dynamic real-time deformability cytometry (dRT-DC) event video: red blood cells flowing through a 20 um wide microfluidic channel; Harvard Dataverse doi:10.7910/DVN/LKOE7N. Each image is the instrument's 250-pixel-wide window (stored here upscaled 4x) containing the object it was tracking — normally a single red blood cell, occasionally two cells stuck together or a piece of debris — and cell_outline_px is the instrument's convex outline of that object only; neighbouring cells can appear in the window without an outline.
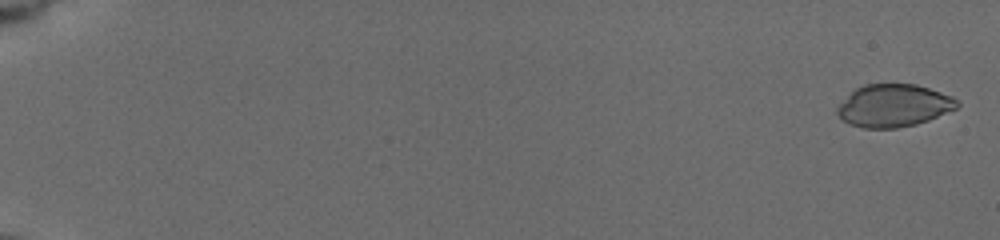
{"species": "common noctule bat (a hibernating species)", "species_latin": "Nyctalus noctula", "temperature_condition": "cold", "stored_images_in_passage": 57, "camera_frame_rate_fps": 3000, "um_per_image_px": 0.085, "animal": {"sex": "female", "body_mass_g": 19.5, "forearm_length_mm": 54.1}, "frame": {"image": 1, "passage_image": 2, "time_ms": 0.333, "image_size_px": [1000, 240], "cell_outline_px": [[960, 104], [956, 108], [928, 120], [916, 124], [896, 128], [864, 128], [848, 124], [836, 112], [836, 108], [856, 88], [864, 84], [916, 84], [952, 96]], "centroid_in_image_um": [75.96, 8.98], "position_along_channel_um": 9.0, "area_um2": 29.42}}
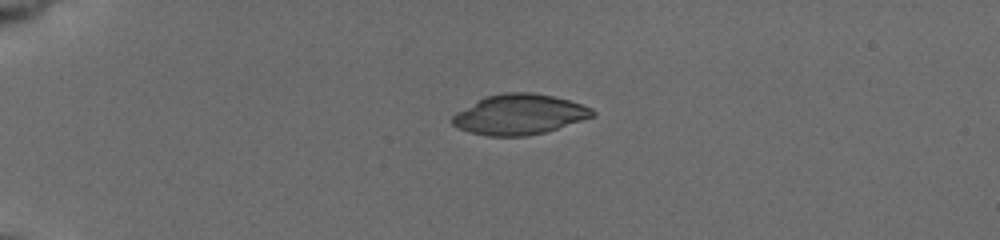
{"frame": {"image": 2, "passage_image": 16, "time_ms": 5.0, "image_size_px": [1000, 240], "cell_outline_px": [[596, 116], [544, 132], [528, 136], [488, 136], [472, 132], [460, 128], [452, 124], [452, 116], [456, 112], [484, 96], [504, 92], [532, 92], [552, 96], [568, 100], [592, 108], [596, 112]], "centroid_in_image_um": [44.15, 9.72], "position_along_channel_um": 40.9, "area_um2": 32.77}}
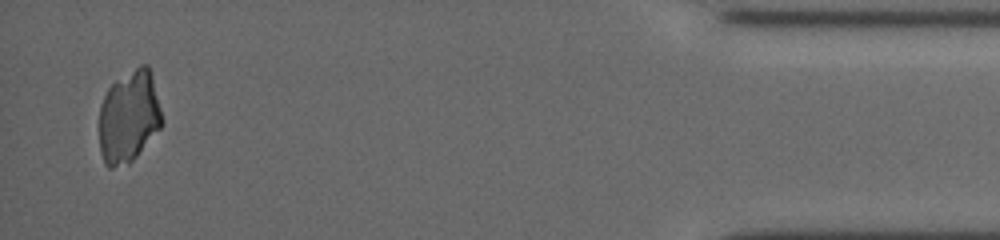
{"frame": {"image": 3, "passage_image": 56, "time_ms": 18.333, "image_size_px": [1000, 240], "cell_outline_px": [[164, 124], [136, 156], [128, 164], [112, 168], [108, 168], [104, 164], [100, 152], [100, 104], [108, 88], [112, 84], [140, 64], [148, 64], [152, 76], [164, 120]], "centroid_in_image_um": [10.97, 9.94], "position_along_channel_um": 424.2, "area_um2": 33.76}}